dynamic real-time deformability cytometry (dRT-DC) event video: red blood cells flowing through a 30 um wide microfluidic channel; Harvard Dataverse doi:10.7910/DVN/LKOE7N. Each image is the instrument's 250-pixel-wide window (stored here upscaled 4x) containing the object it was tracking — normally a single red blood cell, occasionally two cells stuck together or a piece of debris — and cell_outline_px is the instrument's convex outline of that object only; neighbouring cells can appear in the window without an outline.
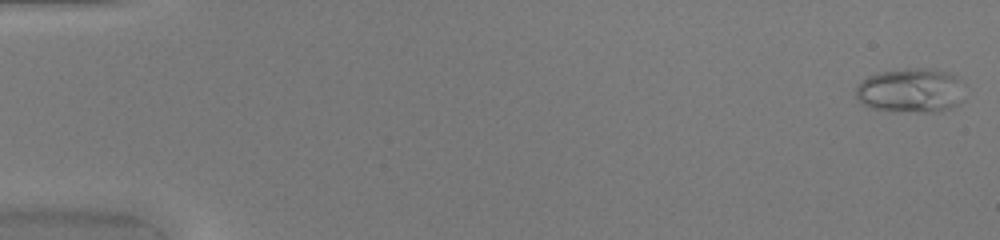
{"species": "common noctule bat (a hibernating species)", "species_latin": "Nyctalus noctula", "temperature_condition": "warm", "stored_images_in_passage": 49, "camera_frame_rate_fps": 3000, "um_per_image_px": 0.085, "animal": {"sex": "female", "body_mass_g": 20.0, "forearm_length_mm": 54.0}, "frame": {"image": 1, "passage_image": 1, "time_ms": 0.0, "image_size_px": [1000, 240], "cell_outline_px": [[964, 100], [952, 108], [940, 112], [896, 112], [872, 108], [864, 104], [856, 96], [856, 88], [868, 76], [880, 72], [908, 68], [936, 68], [952, 72], [964, 84]], "centroid_in_image_um": [77.51, 7.69], "position_along_channel_um": 7.5, "area_um2": 28.84}}
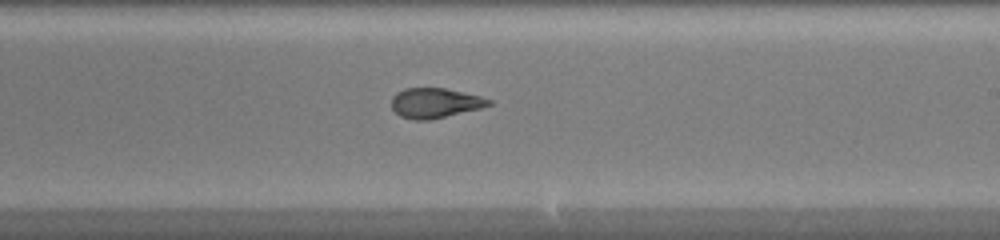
{"frame": {"image": 2, "passage_image": 30, "time_ms": 9.667, "image_size_px": [1000, 240], "cell_outline_px": [[492, 104], [480, 108], [428, 120], [416, 120], [400, 116], [392, 108], [392, 96], [396, 92], [404, 88], [444, 88], [480, 96], [492, 100]], "centroid_in_image_um": [36.95, 8.74], "position_along_channel_um": 252.1, "area_um2": 16.76}}
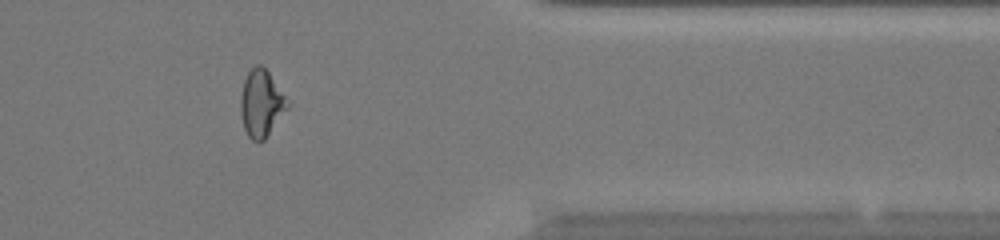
{"frame": {"image": 3, "passage_image": 41, "time_ms": 13.333, "image_size_px": [1000, 240], "cell_outline_px": [[288, 108], [264, 140], [260, 144], [256, 144], [248, 136], [244, 128], [240, 112], [240, 96], [244, 80], [248, 72], [256, 64], [260, 64], [268, 72], [284, 96], [288, 104]], "centroid_in_image_um": [22.17, 8.84], "position_along_channel_um": 389.2, "area_um2": 18.09}, "authors_computed_cell_mechanics": {"area_um2": 18.5538, "velocity_mm_per_s": 4.1914, "shape_relaxation_time_tau1_ms": null, "shape_relaxation_time_tau2_ms": 1.2013, "deformation_change_tau1": null, "deformation_change_tau2": 0.083}}